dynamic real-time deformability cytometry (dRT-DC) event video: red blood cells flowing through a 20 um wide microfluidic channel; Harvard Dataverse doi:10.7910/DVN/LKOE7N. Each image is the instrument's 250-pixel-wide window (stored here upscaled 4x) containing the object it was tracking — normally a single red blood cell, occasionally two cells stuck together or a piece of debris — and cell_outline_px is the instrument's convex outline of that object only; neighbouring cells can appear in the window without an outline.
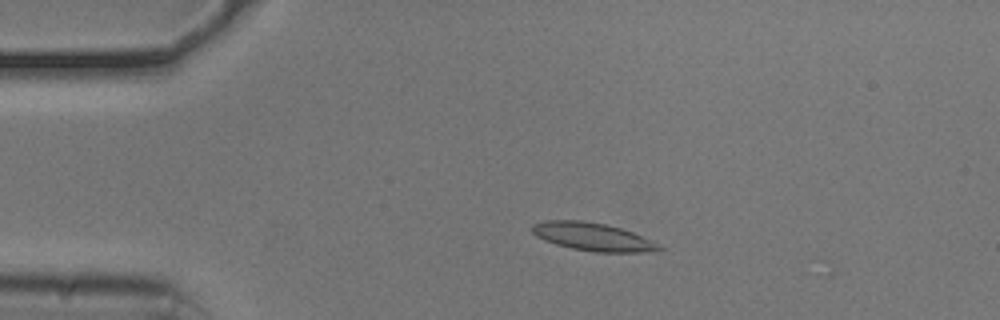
{"species": "common noctule bat (a hibernating species)", "species_latin": "Nyctalus noctula", "temperature_condition": "cold", "stored_images_in_passage": 6, "camera_frame_rate_fps": 3000, "um_per_image_px": 0.085, "animal": {"sex": "male", "body_mass_g": 20.5, "forearm_length_mm": 52.5}, "frame": {"image": 1, "passage_image": 1, "time_ms": 0.0, "image_size_px": [1000, 320], "cell_outline_px": [[668, 248], [660, 252], [596, 252], [572, 248], [556, 244], [544, 240], [536, 236], [532, 232], [532, 224], [544, 220], [580, 220], [604, 224], [620, 228], [632, 232], [652, 240]], "centroid_in_image_um": [50.45, 20.14], "position_along_channel_um": 34.5, "area_um2": 20.92}}